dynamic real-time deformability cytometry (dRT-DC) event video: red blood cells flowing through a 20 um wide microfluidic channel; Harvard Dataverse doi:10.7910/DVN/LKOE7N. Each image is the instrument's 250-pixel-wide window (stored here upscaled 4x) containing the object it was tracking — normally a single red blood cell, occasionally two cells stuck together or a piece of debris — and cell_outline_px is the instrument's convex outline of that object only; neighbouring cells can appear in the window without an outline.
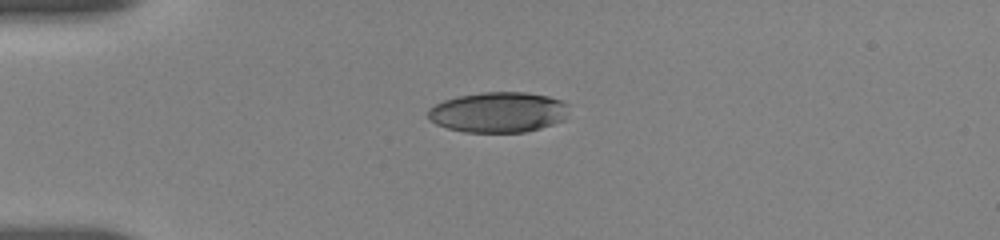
{"species": "human", "species_latin": "Homo sapiens", "temperature_condition": "room temperature", "stored_images_in_passage": 55, "camera_frame_rate_fps": 3000, "um_per_image_px": 0.085, "donor": {"sex": "female"}, "frame": {"image": 1, "passage_image": 1, "time_ms": 0.0, "image_size_px": [1000, 240], "cell_outline_px": [[568, 104], [564, 120], [540, 128], [524, 132], [464, 132], [448, 128], [436, 124], [428, 120], [428, 108], [444, 100], [460, 96], [480, 92], [524, 92], [548, 96], [564, 100]], "centroid_in_image_um": [42.35, 9.53], "position_along_channel_um": 42.7, "area_um2": 33.23}}
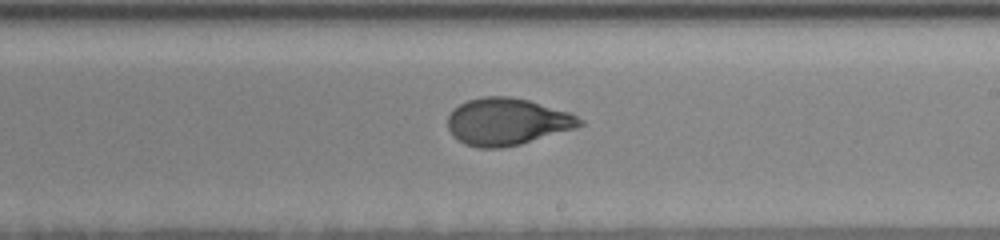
{"frame": {"image": 2, "passage_image": 23, "time_ms": 6.333, "image_size_px": [1000, 240], "cell_outline_px": [[584, 124], [576, 128], [520, 144], [500, 148], [476, 148], [464, 144], [452, 136], [448, 128], [448, 116], [460, 104], [468, 100], [484, 96], [508, 96], [528, 100], [568, 112], [584, 120]], "centroid_in_image_um": [43.09, 10.35], "position_along_channel_um": 245.9, "area_um2": 36.07}}
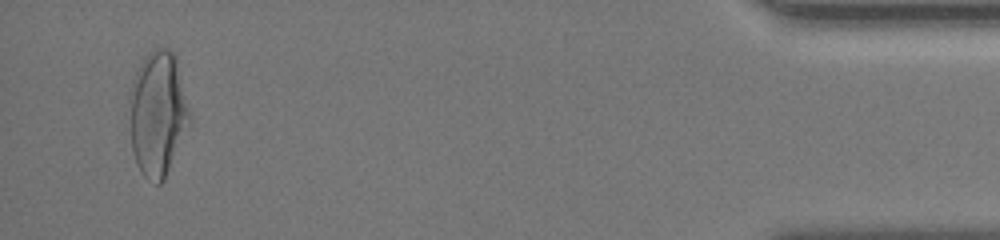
{"frame": {"image": 3, "passage_image": 53, "time_ms": 13.0, "image_size_px": [1000, 240], "cell_outline_px": [[188, 116], [164, 180], [160, 184], [156, 184], [148, 180], [140, 172], [136, 164], [132, 148], [128, 96], [132, 80], [140, 64], [148, 52], [152, 48], [168, 48], [176, 56], [188, 112]], "centroid_in_image_um": [13.31, 9.61], "position_along_channel_um": 421.9, "area_um2": 42.48}, "authors_computed_cell_mechanics": {"area_um2": 35.8938, "velocity_mm_per_s": 3.6866, "shape_relaxation_time_tau1_ms": 4.3199, "shape_relaxation_time_tau2_ms": 0.8405, "deformation_change_tau1": 0.1883, "deformation_change_tau2": 0.0583}}